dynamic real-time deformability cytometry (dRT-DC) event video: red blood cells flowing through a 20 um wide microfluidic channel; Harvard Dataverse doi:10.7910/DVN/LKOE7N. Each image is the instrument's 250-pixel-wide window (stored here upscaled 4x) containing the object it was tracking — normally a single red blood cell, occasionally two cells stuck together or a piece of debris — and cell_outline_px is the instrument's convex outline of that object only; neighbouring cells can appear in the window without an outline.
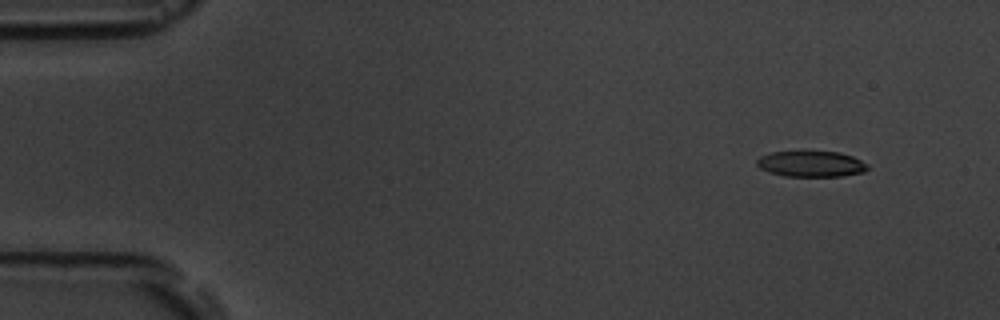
{"species": "common noctule bat (a hibernating species)", "species_latin": "Nyctalus noctula", "temperature_condition": "room temperature", "stored_images_in_passage": 4, "camera_frame_rate_fps": 3000, "um_per_image_px": 0.085, "animal": {"sex": "male", "body_mass_g": 19.5, "forearm_length_mm": 54.6}, "frame": {"image": 1, "passage_image": 1, "time_ms": 0.0, "image_size_px": [1000, 320], "cell_outline_px": [[868, 168], [864, 172], [844, 176], [784, 176], [768, 172], [760, 168], [756, 164], [756, 160], [760, 156], [772, 152], [800, 148], [840, 152], [852, 156], [868, 164]], "centroid_in_image_um": [68.91, 13.88], "position_along_channel_um": 16.1, "area_um2": 17.63}}
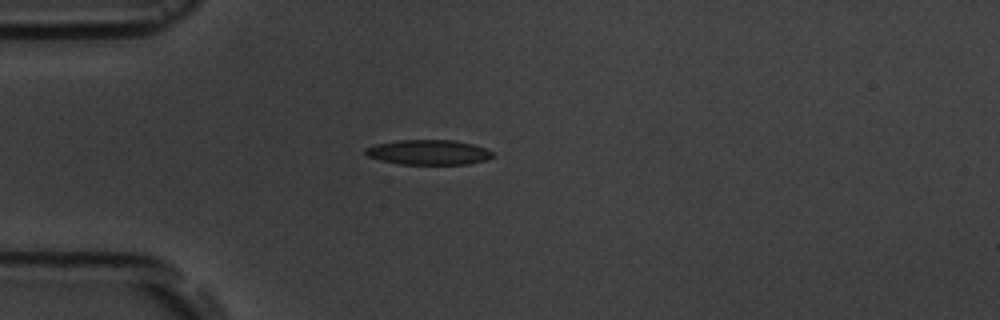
{"frame": {"image": 2, "passage_image": 4, "time_ms": 3.333, "image_size_px": [1000, 320], "cell_outline_px": [[492, 156], [488, 160], [468, 164], [400, 164], [380, 160], [368, 156], [364, 152], [364, 148], [376, 144], [396, 140], [456, 140], [488, 148], [492, 152]], "centroid_in_image_um": [36.44, 12.94], "position_along_channel_um": 48.6, "area_um2": 18.61}}